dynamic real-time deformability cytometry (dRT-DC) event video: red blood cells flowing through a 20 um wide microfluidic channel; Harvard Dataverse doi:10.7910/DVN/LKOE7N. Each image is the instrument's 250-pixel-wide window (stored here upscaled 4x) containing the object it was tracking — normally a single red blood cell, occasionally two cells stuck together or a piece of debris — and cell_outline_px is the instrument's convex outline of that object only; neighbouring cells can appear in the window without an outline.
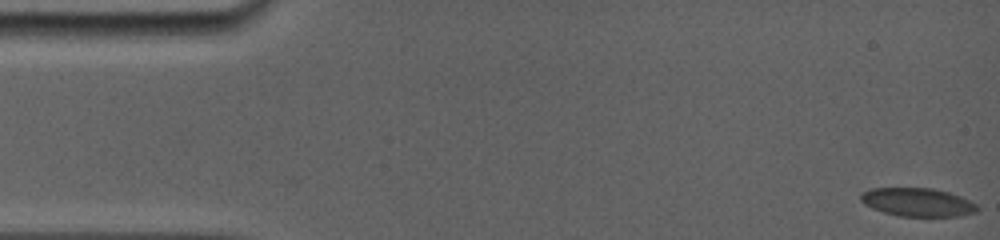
{"species": "common noctule bat (a hibernating species)", "species_latin": "Nyctalus noctula", "temperature_condition": "room temperature", "stored_images_in_passage": 41, "camera_frame_rate_fps": 5000, "um_per_image_px": 0.085, "animal": {"sex": "female", "body_mass_g": 19.0, "forearm_length_mm": 56.7}, "frame": {"image": 1, "passage_image": 1, "time_ms": 0.0, "image_size_px": [1000, 240], "cell_outline_px": [[980, 208], [976, 212], [960, 216], [900, 216], [884, 212], [872, 208], [864, 204], [860, 200], [860, 192], [872, 188], [932, 188], [948, 192], [960, 196], [976, 204]], "centroid_in_image_um": [77.98, 17.18], "position_along_channel_um": 7.0, "area_um2": 19.31}}
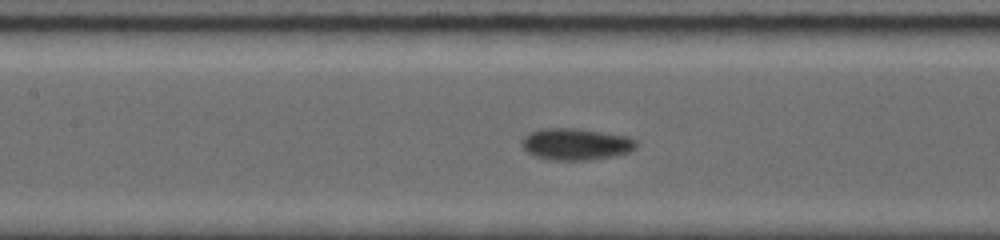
{"frame": {"image": 2, "passage_image": 24, "time_ms": 7.4, "image_size_px": [1000, 240], "cell_outline_px": [[636, 148], [628, 152], [616, 156], [592, 160], [552, 160], [536, 156], [528, 152], [520, 144], [520, 140], [528, 132], [540, 128], [580, 128], [628, 136], [636, 140]], "centroid_in_image_um": [48.94, 12.24], "position_along_channel_um": 158.5, "area_um2": 21.5}}
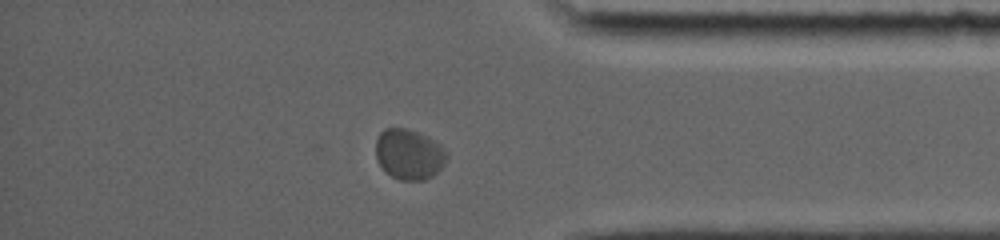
{"frame": {"image": 3, "passage_image": 35, "time_ms": 14.0, "image_size_px": [1000, 240], "cell_outline_px": [[448, 156], [444, 164], [432, 176], [424, 180], [400, 180], [392, 176], [376, 160], [376, 140], [380, 132], [384, 128], [404, 128], [428, 136], [440, 144], [448, 152]], "centroid_in_image_um": [34.78, 13.1], "position_along_channel_um": 400.4, "area_um2": 20.81}, "authors_computed_cell_mechanics": {"area_um2": 19.941, "velocity_mm_per_s": 3.7514, "shape_relaxation_time_tau1_ms": 3.0363, "shape_relaxation_time_tau2_ms": null, "deformation_change_tau1": 0.0776, "deformation_change_tau2": null}}